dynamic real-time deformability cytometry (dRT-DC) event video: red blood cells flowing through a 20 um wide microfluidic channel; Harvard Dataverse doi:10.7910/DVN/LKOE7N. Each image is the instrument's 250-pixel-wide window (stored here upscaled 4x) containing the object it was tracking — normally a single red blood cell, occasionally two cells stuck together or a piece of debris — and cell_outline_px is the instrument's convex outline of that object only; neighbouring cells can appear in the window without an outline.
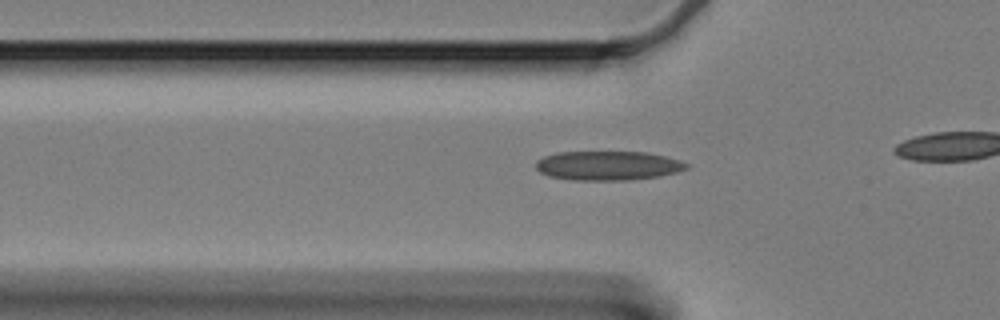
{"species": "Egyptian fruit bat (a non-hibernating species)", "species_latin": "Rousettus aegyptiacus", "temperature_condition": "cold", "stored_images_in_passage": 44, "camera_frame_rate_fps": 3000, "um_per_image_px": 0.085, "animal": {"sex": "female"}, "frame": {"image": 1, "passage_image": 16, "time_ms": 5.0, "image_size_px": [1000, 320], "cell_outline_px": [[688, 168], [676, 172], [660, 176], [632, 180], [572, 180], [548, 176], [540, 172], [536, 168], [536, 160], [544, 156], [556, 152], [648, 152], [680, 160], [688, 164]], "centroid_in_image_um": [51.66, 14.08], "position_along_channel_um": 74.1, "area_um2": 25.78}}
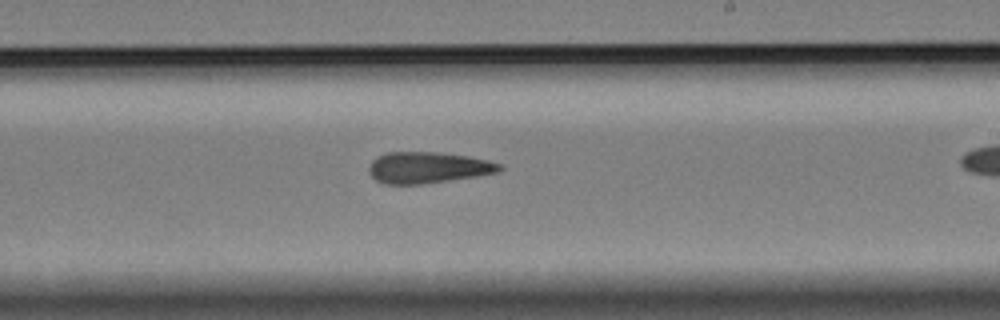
{"frame": {"image": 2, "passage_image": 32, "time_ms": 10.333, "image_size_px": [1000, 320], "cell_outline_px": [[504, 168], [500, 172], [476, 176], [420, 184], [384, 184], [376, 180], [368, 172], [368, 168], [372, 160], [376, 156], [384, 152], [436, 152], [468, 156], [488, 160], [500, 164]], "centroid_in_image_um": [36.35, 14.23], "position_along_channel_um": 252.7, "area_um2": 23.87}}
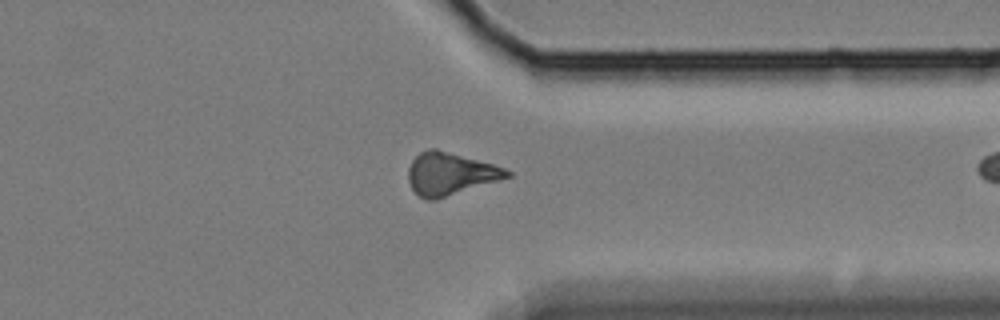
{"frame": {"image": 3, "passage_image": 43, "time_ms": 14.0, "image_size_px": [1000, 320], "cell_outline_px": [[512, 176], [500, 180], [436, 200], [428, 200], [420, 196], [412, 188], [408, 180], [408, 168], [412, 160], [420, 152], [432, 148], [436, 148], [492, 164], [504, 168], [512, 172]], "centroid_in_image_um": [38.26, 14.78], "position_along_channel_um": 373.1, "area_um2": 24.33}}